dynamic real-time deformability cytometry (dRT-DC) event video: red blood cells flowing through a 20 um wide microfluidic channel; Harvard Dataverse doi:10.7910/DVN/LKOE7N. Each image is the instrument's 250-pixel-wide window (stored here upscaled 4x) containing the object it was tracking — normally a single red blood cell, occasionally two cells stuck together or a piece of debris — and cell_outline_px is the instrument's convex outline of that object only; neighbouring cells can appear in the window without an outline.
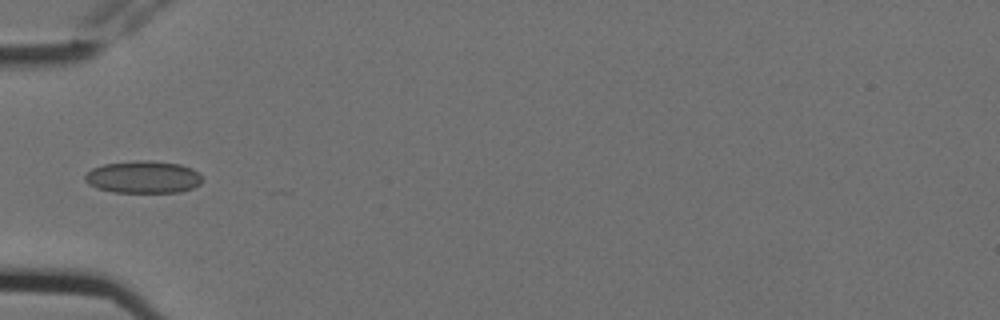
{"species": "Egyptian fruit bat (a non-hibernating species)", "species_latin": "Rousettus aegyptiacus", "temperature_condition": "cold", "stored_images_in_passage": 6, "camera_frame_rate_fps": 3000, "um_per_image_px": 0.085, "animal": {"sex": "female"}, "frame": {"image": 1, "passage_image": 6, "time_ms": 1.667, "image_size_px": [1000, 320], "cell_outline_px": [[200, 184], [192, 188], [180, 192], [112, 192], [96, 188], [88, 184], [84, 180], [84, 176], [92, 168], [104, 164], [136, 160], [148, 160], [180, 164], [192, 168], [200, 176]], "centroid_in_image_um": [12.13, 15.05], "position_along_channel_um": 72.9, "area_um2": 22.08}}